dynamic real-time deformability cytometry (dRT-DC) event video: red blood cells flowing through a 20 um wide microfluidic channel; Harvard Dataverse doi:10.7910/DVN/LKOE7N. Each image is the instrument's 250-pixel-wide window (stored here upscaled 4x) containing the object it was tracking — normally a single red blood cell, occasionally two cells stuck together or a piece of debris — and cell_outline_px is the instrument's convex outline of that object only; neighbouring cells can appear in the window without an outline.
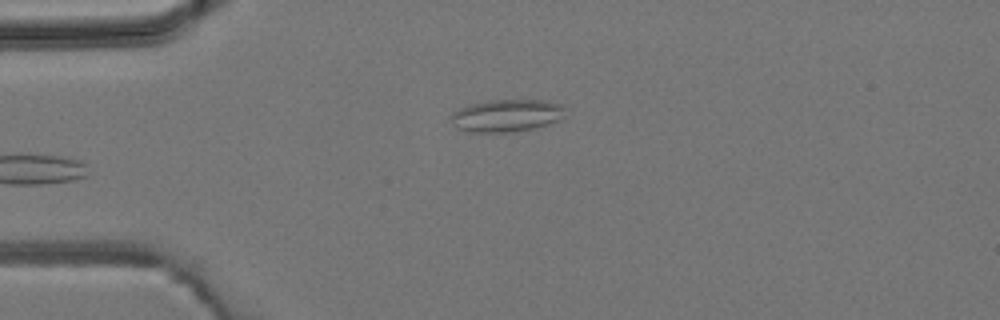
{"species": "common noctule bat (a hibernating species)", "species_latin": "Nyctalus noctula", "temperature_condition": "room temperature", "stored_images_in_passage": 4, "camera_frame_rate_fps": 3000, "um_per_image_px": 0.085, "animal": {"sex": "male", "body_mass_g": 19.2, "forearm_length_mm": 51.8}, "frame": {"image": 1, "passage_image": 4, "time_ms": 3.667, "image_size_px": [1000, 320], "cell_outline_px": [[564, 108], [556, 120], [548, 124], [536, 128], [512, 132], [472, 132], [456, 128], [448, 116], [452, 112], [468, 104], [488, 100], [544, 100], [560, 104]], "centroid_in_image_um": [42.96, 9.82], "position_along_channel_um": 42.0, "area_um2": 21.5}}